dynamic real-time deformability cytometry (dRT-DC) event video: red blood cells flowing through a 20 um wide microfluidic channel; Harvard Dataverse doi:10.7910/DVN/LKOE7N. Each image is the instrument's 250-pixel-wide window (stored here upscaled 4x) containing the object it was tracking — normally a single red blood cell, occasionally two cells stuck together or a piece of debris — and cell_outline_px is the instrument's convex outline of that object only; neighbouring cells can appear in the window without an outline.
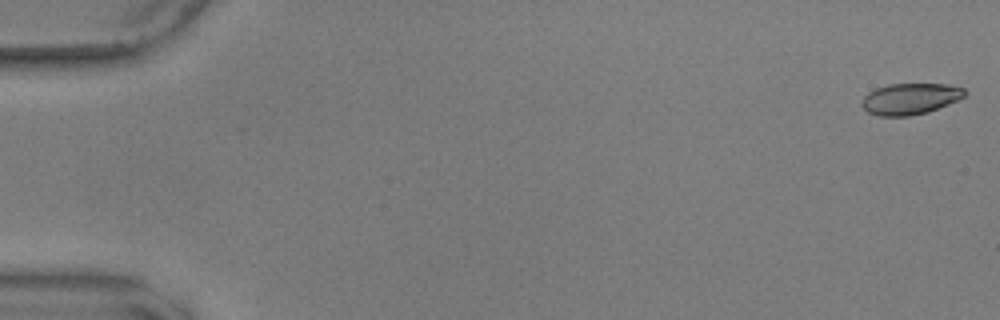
{"species": "common noctule bat (a hibernating species)", "species_latin": "Nyctalus noctula", "temperature_condition": "warm", "stored_images_in_passage": 11, "camera_frame_rate_fps": 3000, "um_per_image_px": 0.085, "animal": {"sex": "male", "body_mass_g": 17.9, "forearm_length_mm": 54.2}, "frame": {"image": 1, "passage_image": 1, "time_ms": 0.0, "image_size_px": [1000, 320], "cell_outline_px": [[968, 92], [960, 100], [928, 112], [908, 116], [880, 116], [868, 112], [860, 104], [864, 96], [868, 92], [876, 88], [888, 84], [948, 84], [964, 88]], "centroid_in_image_um": [77.39, 8.39], "position_along_channel_um": 7.6, "area_um2": 18.9}}